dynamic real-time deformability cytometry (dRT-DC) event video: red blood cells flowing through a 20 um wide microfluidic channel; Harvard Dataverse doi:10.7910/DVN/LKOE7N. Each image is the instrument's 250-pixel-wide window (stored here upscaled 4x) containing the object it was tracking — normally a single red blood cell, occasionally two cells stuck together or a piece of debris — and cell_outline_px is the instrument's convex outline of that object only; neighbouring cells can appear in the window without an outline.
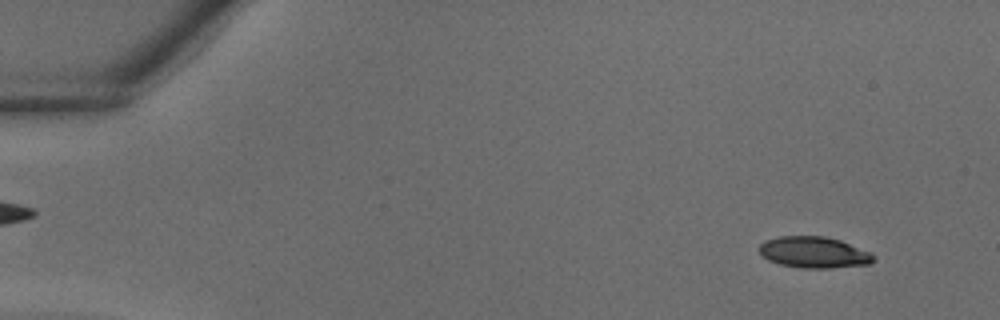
{"species": "common noctule bat (a hibernating species)", "species_latin": "Nyctalus noctula", "temperature_condition": "warm", "stored_images_in_passage": 9, "camera_frame_rate_fps": 3000, "um_per_image_px": 0.085, "animal": {"sex": "male", "body_mass_g": 18.8}, "frame": {"image": 1, "passage_image": 4, "time_ms": 1.0, "image_size_px": [1000, 320], "cell_outline_px": [[872, 260], [868, 264], [828, 268], [800, 268], [780, 264], [768, 260], [756, 248], [764, 240], [780, 236], [824, 236], [840, 240], [872, 252]], "centroid_in_image_um": [69.13, 21.44], "position_along_channel_um": 15.9, "area_um2": 20.81}}